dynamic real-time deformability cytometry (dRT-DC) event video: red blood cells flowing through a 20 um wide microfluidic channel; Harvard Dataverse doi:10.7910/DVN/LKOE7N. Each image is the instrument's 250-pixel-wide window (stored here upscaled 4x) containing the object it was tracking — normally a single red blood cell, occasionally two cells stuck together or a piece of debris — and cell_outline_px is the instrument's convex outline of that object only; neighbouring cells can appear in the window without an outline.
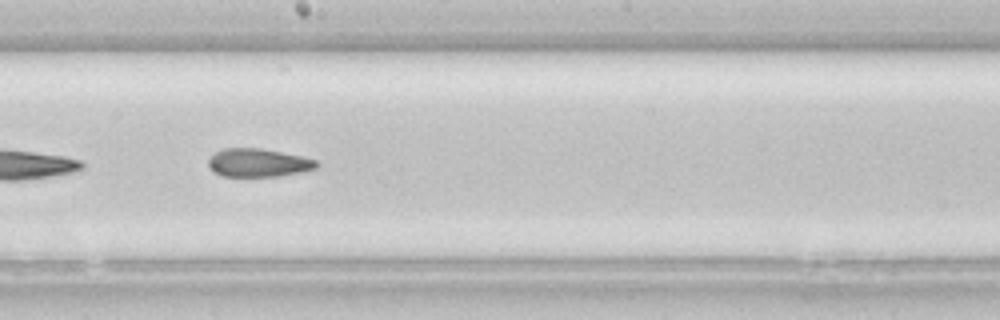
{"species": "common noctule bat (a hibernating species)", "species_latin": "Nyctalus noctula", "temperature_condition": "room temperature", "stored_images_in_passage": 19, "camera_frame_rate_fps": 3000, "um_per_image_px": 0.085, "animal": {"sex": "female", "body_mass_g": 22.7, "forearm_length_mm": 54.2}, "frame": {"image": 1, "passage_image": 14, "time_ms": 4.333, "image_size_px": [1000, 320], "cell_outline_px": [[320, 164], [316, 168], [300, 172], [280, 176], [224, 176], [212, 172], [208, 168], [208, 160], [216, 152], [224, 148], [260, 148], [300, 156], [316, 160]], "centroid_in_image_um": [21.93, 13.84], "position_along_channel_um": 226.3, "area_um2": 17.74}}